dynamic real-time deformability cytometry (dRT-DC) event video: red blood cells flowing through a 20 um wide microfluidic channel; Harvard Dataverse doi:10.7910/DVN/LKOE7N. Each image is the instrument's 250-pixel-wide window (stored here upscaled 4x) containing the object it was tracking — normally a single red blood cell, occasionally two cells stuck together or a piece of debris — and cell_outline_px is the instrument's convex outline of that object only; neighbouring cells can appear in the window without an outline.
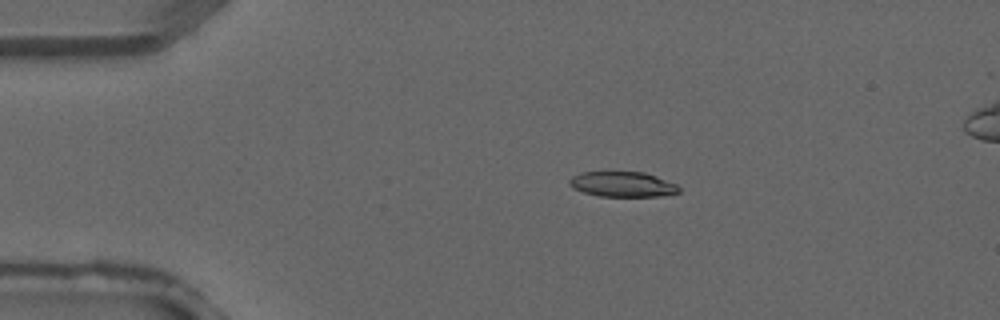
{"species": "common noctule bat (a hibernating species)", "species_latin": "Nyctalus noctula", "temperature_condition": "warm", "stored_images_in_passage": 4, "camera_frame_rate_fps": 3000, "um_per_image_px": 0.085, "animal": {"sex": "male", "forearm_length_mm": 52.5}, "frame": {"image": 1, "passage_image": 2, "time_ms": 0.333, "image_size_px": [1000, 320], "cell_outline_px": [[680, 192], [660, 196], [600, 196], [584, 192], [572, 188], [568, 184], [568, 180], [572, 176], [580, 172], [644, 172], [656, 176], [676, 184], [680, 188]], "centroid_in_image_um": [52.89, 15.66], "position_along_channel_um": 32.1, "area_um2": 16.07}}